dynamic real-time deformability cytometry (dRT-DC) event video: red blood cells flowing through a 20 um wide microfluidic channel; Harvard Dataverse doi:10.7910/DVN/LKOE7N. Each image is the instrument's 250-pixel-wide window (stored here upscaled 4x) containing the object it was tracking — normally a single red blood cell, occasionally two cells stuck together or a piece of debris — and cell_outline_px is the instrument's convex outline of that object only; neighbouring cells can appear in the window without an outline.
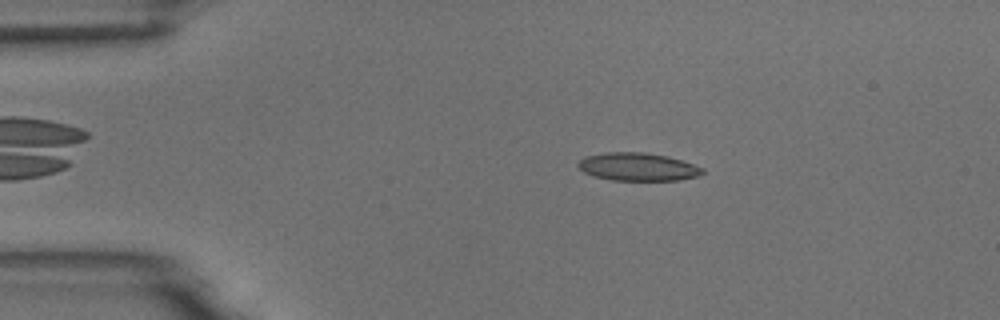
{"species": "common noctule bat (a hibernating species)", "species_latin": "Nyctalus noctula", "temperature_condition": "room temperature", "stored_images_in_passage": 48, "camera_frame_rate_fps": 3000, "um_per_image_px": 0.085, "animal": {"sex": "male", "body_mass_g": 18.8}, "frame": {"image": 1, "passage_image": 4, "time_ms": 1.0, "image_size_px": [1000, 320], "cell_outline_px": [[704, 172], [696, 176], [680, 180], [612, 180], [596, 176], [584, 172], [576, 164], [584, 156], [604, 152], [644, 152], [668, 156], [704, 168]], "centroid_in_image_um": [54.19, 14.17], "position_along_channel_um": 30.8, "area_um2": 20.17}}
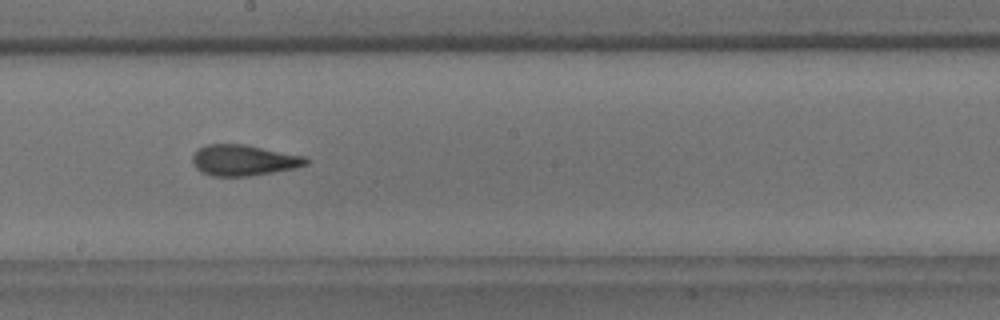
{"frame": {"image": 2, "passage_image": 24, "time_ms": 7.667, "image_size_px": [1000, 320], "cell_outline_px": [[308, 164], [296, 168], [248, 176], [212, 176], [200, 172], [196, 168], [192, 160], [192, 156], [200, 148], [208, 144], [244, 144], [308, 156]], "centroid_in_image_um": [20.75, 13.62], "position_along_channel_um": 227.5, "area_um2": 20.52}}
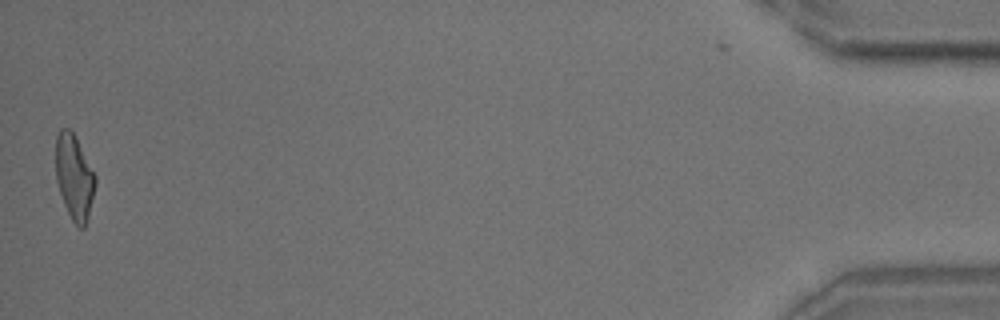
{"frame": {"image": 3, "passage_image": 48, "time_ms": 15.667, "image_size_px": [1000, 320], "cell_outline_px": [[96, 184], [88, 216], [84, 228], [80, 228], [72, 220], [64, 204], [56, 180], [56, 136], [60, 128], [68, 128], [72, 132], [96, 176]], "centroid_in_image_um": [6.3, 15.05], "position_along_channel_um": 428.9, "area_um2": 19.19}, "authors_computed_cell_mechanics": {"area_um2": 20.23, "velocity_mm_per_s": 3.6817, "shape_relaxation_time_tau1_ms": null, "shape_relaxation_time_tau2_ms": 1.644, "deformation_change_tau1": null, "deformation_change_tau2": 0.1052}}